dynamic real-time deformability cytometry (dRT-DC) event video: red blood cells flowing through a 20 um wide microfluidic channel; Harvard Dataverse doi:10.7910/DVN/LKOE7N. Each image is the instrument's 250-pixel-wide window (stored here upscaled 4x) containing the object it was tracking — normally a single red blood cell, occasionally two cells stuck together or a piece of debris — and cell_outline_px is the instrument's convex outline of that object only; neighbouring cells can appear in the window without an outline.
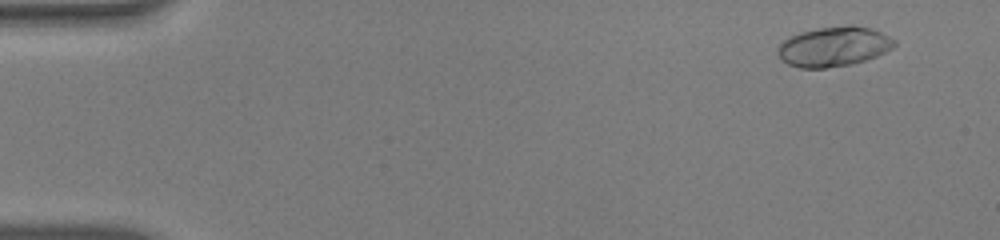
{"species": "human", "species_latin": "Homo sapiens", "temperature_condition": "warm", "stored_images_in_passage": 54, "camera_frame_rate_fps": 3000, "um_per_image_px": 0.085, "donor": {"sex": "male"}, "frame": {"image": 1, "passage_image": 4, "time_ms": 1.0, "image_size_px": [1000, 240], "cell_outline_px": [[896, 44], [892, 48], [876, 56], [852, 64], [824, 68], [800, 68], [788, 64], [780, 60], [776, 52], [776, 48], [784, 40], [800, 32], [820, 28], [852, 24], [872, 28], [896, 40]], "centroid_in_image_um": [70.85, 3.96], "position_along_channel_um": 14.2, "area_um2": 27.11}}
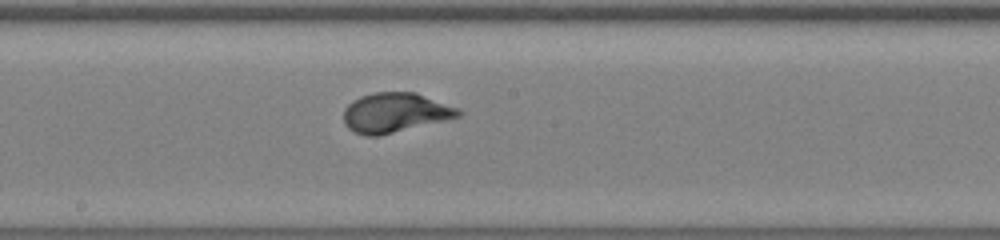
{"frame": {"image": 2, "passage_image": 30, "time_ms": 9.667, "image_size_px": [1000, 240], "cell_outline_px": [[464, 112], [460, 116], [444, 120], [376, 136], [364, 136], [348, 128], [344, 124], [344, 108], [352, 100], [360, 96], [372, 92], [416, 92], [460, 108]], "centroid_in_image_um": [33.58, 9.55], "position_along_channel_um": 214.6, "area_um2": 26.47}}
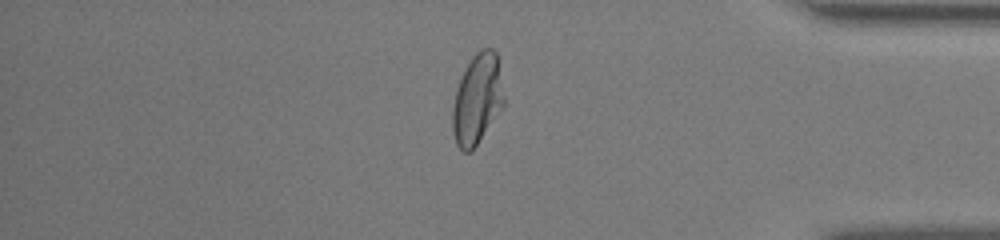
{"frame": {"image": 3, "passage_image": 46, "time_ms": 15.0, "image_size_px": [1000, 240], "cell_outline_px": [[504, 108], [472, 152], [464, 152], [456, 144], [452, 132], [452, 108], [456, 88], [464, 68], [472, 56], [480, 48], [492, 48], [496, 52], [504, 96]], "centroid_in_image_um": [40.56, 8.46], "position_along_channel_um": 394.6, "area_um2": 27.57}, "authors_computed_cell_mechanics": {"area_um2": 26.3857, "velocity_mm_per_s": 3.8566, "shape_relaxation_time_tau1_ms": 3.6009, "shape_relaxation_time_tau2_ms": null, "deformation_change_tau1": 0.2024, "deformation_change_tau2": null}}